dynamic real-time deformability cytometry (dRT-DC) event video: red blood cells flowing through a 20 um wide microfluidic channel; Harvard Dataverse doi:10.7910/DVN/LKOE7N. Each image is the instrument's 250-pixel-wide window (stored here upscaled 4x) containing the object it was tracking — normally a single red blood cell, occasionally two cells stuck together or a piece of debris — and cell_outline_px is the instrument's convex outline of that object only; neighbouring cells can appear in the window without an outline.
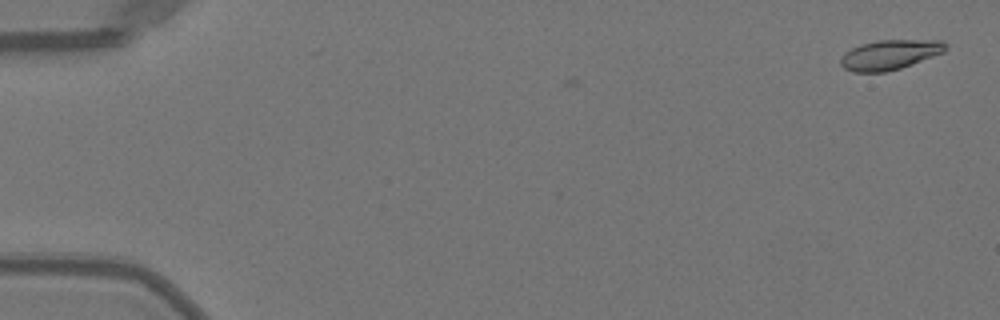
{"species": "Egyptian fruit bat (a non-hibernating species)", "species_latin": "Rousettus aegyptiacus", "temperature_condition": "warm", "stored_images_in_passage": 3, "camera_frame_rate_fps": 3000, "um_per_image_px": 0.085, "animal": {"sex": "female"}, "frame": {"image": 1, "passage_image": 3, "time_ms": 0.667, "image_size_px": [1000, 320], "cell_outline_px": [[948, 48], [944, 52], [912, 64], [900, 68], [884, 72], [852, 72], [844, 68], [840, 64], [840, 60], [844, 52], [860, 44], [876, 40], [944, 40], [948, 44]], "centroid_in_image_um": [75.64, 4.64], "position_along_channel_um": 9.4, "area_um2": 18.38}}